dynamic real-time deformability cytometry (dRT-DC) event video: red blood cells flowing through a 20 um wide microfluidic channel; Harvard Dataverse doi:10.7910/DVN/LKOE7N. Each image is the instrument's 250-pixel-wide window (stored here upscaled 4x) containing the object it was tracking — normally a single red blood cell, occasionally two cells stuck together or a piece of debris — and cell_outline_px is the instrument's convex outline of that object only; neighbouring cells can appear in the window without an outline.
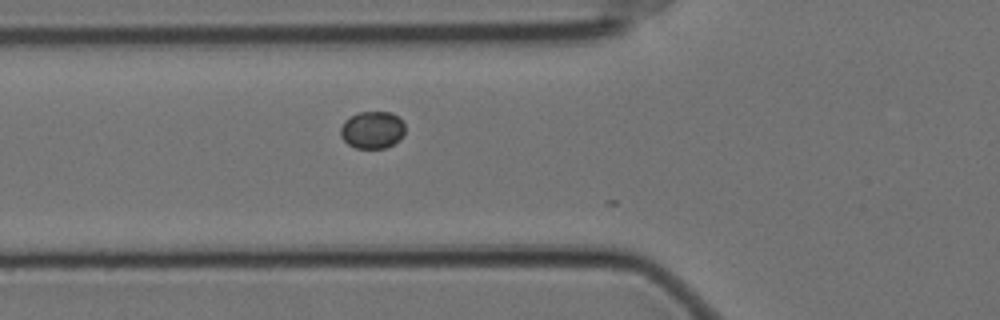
{"species": "Egyptian fruit bat (a non-hibernating species)", "species_latin": "Rousettus aegyptiacus", "temperature_condition": "cold", "stored_images_in_passage": 7, "camera_frame_rate_fps": 3000, "um_per_image_px": 0.085, "animal": {"sex": "female"}, "frame": {"image": 1, "passage_image": 3, "time_ms": 0.667, "image_size_px": [1000, 320], "cell_outline_px": [[404, 136], [400, 140], [384, 148], [356, 148], [348, 144], [340, 136], [340, 128], [344, 120], [360, 112], [392, 112], [404, 124]], "centroid_in_image_um": [31.64, 11.05], "position_along_channel_um": 94.2, "area_um2": 13.99}}
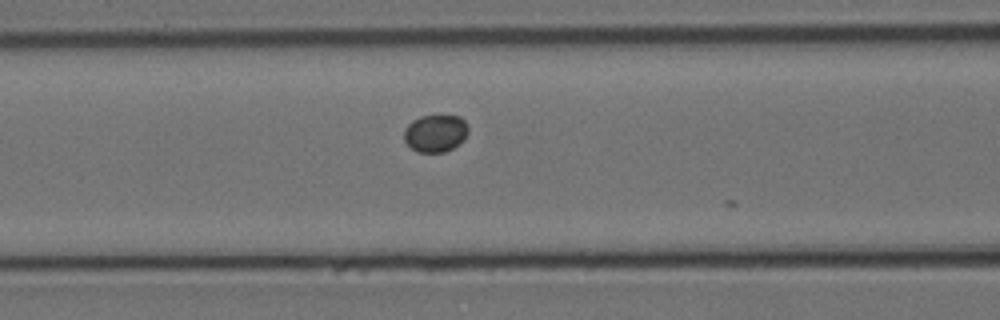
{"frame": {"image": 2, "passage_image": 6, "time_ms": 1.667, "image_size_px": [1000, 320], "cell_outline_px": [[468, 132], [464, 140], [452, 148], [444, 152], [416, 152], [404, 140], [404, 128], [412, 120], [420, 116], [460, 116], [468, 124]], "centroid_in_image_um": [37.01, 11.32], "position_along_channel_um": 129.6, "area_um2": 14.05}}